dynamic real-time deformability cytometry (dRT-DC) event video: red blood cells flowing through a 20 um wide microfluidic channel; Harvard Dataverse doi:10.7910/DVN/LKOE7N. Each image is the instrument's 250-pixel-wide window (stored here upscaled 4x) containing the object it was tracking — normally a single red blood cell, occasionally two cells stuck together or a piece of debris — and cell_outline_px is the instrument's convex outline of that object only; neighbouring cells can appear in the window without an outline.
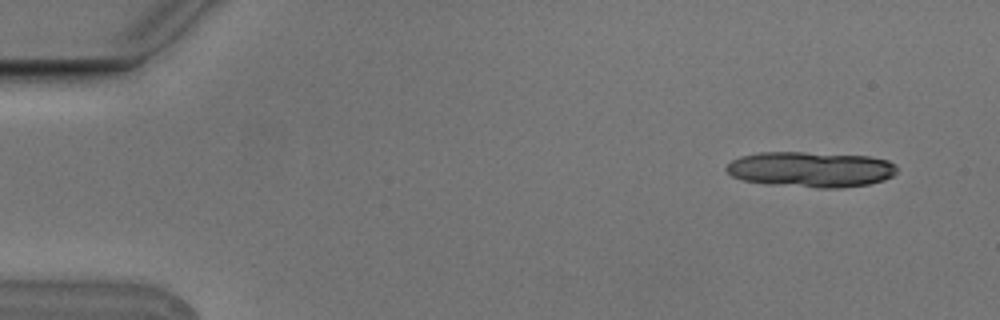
{"species": "Egyptian fruit bat (a non-hibernating species)", "species_latin": "Rousettus aegyptiacus", "temperature_condition": "cold", "stored_images_in_passage": 4, "camera_frame_rate_fps": 3000, "um_per_image_px": 0.085, "animal": {"sex": "male"}, "frame": {"image": 1, "passage_image": 1, "time_ms": 0.0, "image_size_px": [1000, 320], "cell_outline_px": [[896, 172], [892, 176], [884, 180], [868, 184], [840, 188], [820, 188], [768, 184], [744, 180], [732, 176], [724, 168], [732, 160], [740, 156], [760, 152], [804, 152], [868, 156], [888, 160], [896, 164]], "centroid_in_image_um": [68.92, 14.39], "position_along_channel_um": 16.1, "area_um2": 35.37}}